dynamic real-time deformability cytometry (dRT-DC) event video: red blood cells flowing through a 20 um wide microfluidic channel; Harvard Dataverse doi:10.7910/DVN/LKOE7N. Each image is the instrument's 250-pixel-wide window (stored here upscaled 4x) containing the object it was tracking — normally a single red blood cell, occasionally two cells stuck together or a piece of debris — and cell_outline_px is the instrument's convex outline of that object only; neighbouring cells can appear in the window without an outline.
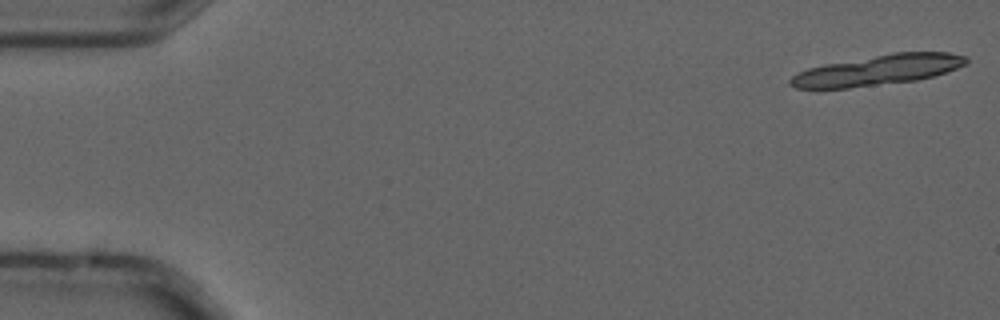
{"species": "common noctule bat (a hibernating species)", "species_latin": "Nyctalus noctula", "temperature_condition": "cold", "stored_images_in_passage": 8, "camera_frame_rate_fps": 3000, "um_per_image_px": 0.085, "animal": {"sex": "male", "forearm_length_mm": 52.5}, "frame": {"image": 1, "passage_image": 1, "time_ms": 0.0, "image_size_px": [1000, 320], "cell_outline_px": [[968, 64], [932, 76], [916, 80], [848, 88], [796, 88], [788, 84], [788, 80], [792, 76], [808, 68], [824, 64], [892, 52], [948, 52], [968, 56]], "centroid_in_image_um": [74.62, 5.94], "position_along_channel_um": 10.4, "area_um2": 30.98}}
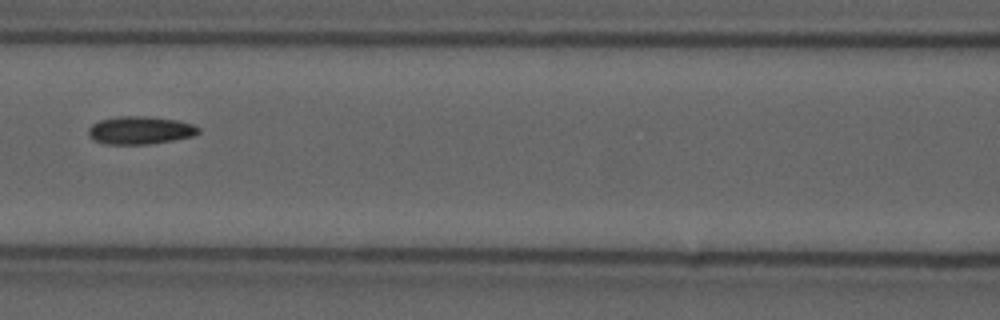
{"frame": {"image": 2, "passage_image": 8, "time_ms": 2.333, "image_size_px": [1000, 320], "cell_outline_px": [[200, 132], [192, 136], [152, 144], [104, 144], [88, 136], [88, 128], [92, 124], [100, 120], [120, 116], [148, 116], [180, 120], [192, 124], [200, 128]], "centroid_in_image_um": [11.92, 11.07], "position_along_channel_um": 154.7, "area_um2": 17.98}}